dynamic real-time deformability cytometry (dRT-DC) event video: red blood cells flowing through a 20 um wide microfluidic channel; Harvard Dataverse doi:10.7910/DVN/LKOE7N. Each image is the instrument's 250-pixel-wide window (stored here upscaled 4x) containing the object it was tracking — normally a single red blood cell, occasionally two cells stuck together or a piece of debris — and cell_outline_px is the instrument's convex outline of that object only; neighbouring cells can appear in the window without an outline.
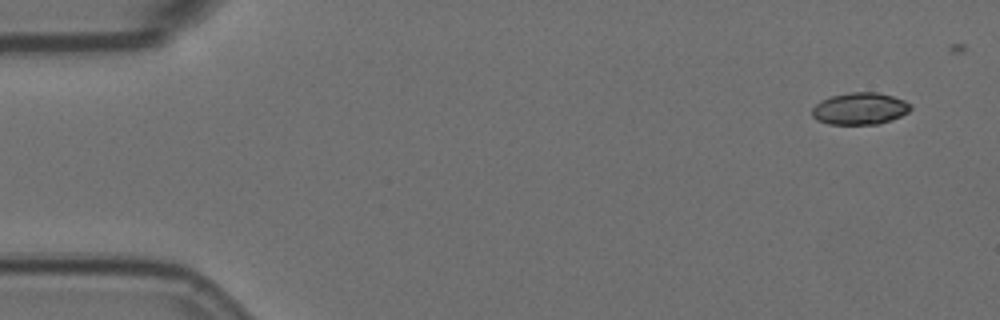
{"species": "Egyptian fruit bat (a non-hibernating species)", "species_latin": "Rousettus aegyptiacus", "temperature_condition": "room temperature", "stored_images_in_passage": 5, "camera_frame_rate_fps": 3000, "um_per_image_px": 0.085, "animal": {"sex": "female"}, "frame": {"image": 1, "passage_image": 1, "time_ms": 0.0, "image_size_px": [1000, 320], "cell_outline_px": [[912, 108], [908, 112], [892, 120], [876, 124], [828, 124], [816, 120], [812, 116], [812, 108], [820, 100], [832, 96], [852, 92], [876, 92], [892, 96], [904, 100], [912, 104]], "centroid_in_image_um": [73.09, 9.23], "position_along_channel_um": 11.9, "area_um2": 18.38}}
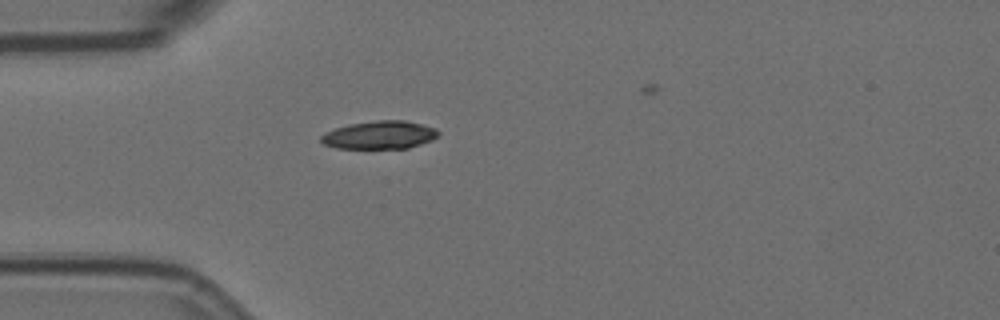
{"frame": {"image": 2, "passage_image": 5, "time_ms": 1.333, "image_size_px": [1000, 320], "cell_outline_px": [[440, 136], [432, 140], [408, 148], [336, 148], [324, 144], [320, 140], [320, 136], [336, 128], [348, 124], [376, 120], [404, 120], [436, 128], [440, 132]], "centroid_in_image_um": [32.3, 11.47], "position_along_channel_um": 52.7, "area_um2": 19.13}}